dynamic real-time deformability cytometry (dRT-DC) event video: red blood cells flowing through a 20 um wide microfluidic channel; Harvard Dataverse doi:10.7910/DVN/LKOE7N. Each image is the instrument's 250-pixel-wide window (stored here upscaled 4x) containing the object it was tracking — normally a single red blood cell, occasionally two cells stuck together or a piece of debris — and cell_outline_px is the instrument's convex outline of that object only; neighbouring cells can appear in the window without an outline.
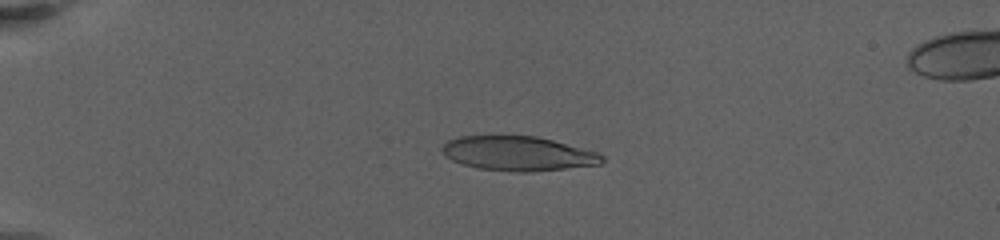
{"species": "human", "species_latin": "Homo sapiens", "temperature_condition": "warm", "stored_images_in_passage": 8, "camera_frame_rate_fps": 3000, "um_per_image_px": 0.085, "donor": {"sex": "female"}, "frame": {"image": 1, "passage_image": 5, "time_ms": 4.333, "image_size_px": [1000, 240], "cell_outline_px": [[604, 160], [600, 164], [532, 172], [512, 172], [476, 168], [460, 164], [444, 156], [440, 152], [440, 148], [448, 140], [460, 136], [536, 136], [600, 152], [604, 156]], "centroid_in_image_um": [44.01, 13.06], "position_along_channel_um": 41.0, "area_um2": 32.43}}
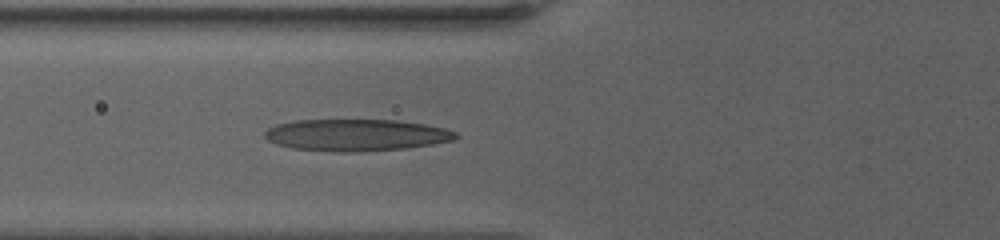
{"frame": {"image": 2, "passage_image": 8, "time_ms": 7.667, "image_size_px": [1000, 240], "cell_outline_px": [[460, 136], [452, 140], [432, 144], [404, 148], [360, 152], [336, 152], [292, 148], [276, 144], [268, 140], [264, 136], [264, 132], [268, 128], [276, 124], [292, 120], [396, 120], [424, 124], [444, 128], [456, 132]], "centroid_in_image_um": [30.24, 11.48], "position_along_channel_um": 95.6, "area_um2": 35.49}}